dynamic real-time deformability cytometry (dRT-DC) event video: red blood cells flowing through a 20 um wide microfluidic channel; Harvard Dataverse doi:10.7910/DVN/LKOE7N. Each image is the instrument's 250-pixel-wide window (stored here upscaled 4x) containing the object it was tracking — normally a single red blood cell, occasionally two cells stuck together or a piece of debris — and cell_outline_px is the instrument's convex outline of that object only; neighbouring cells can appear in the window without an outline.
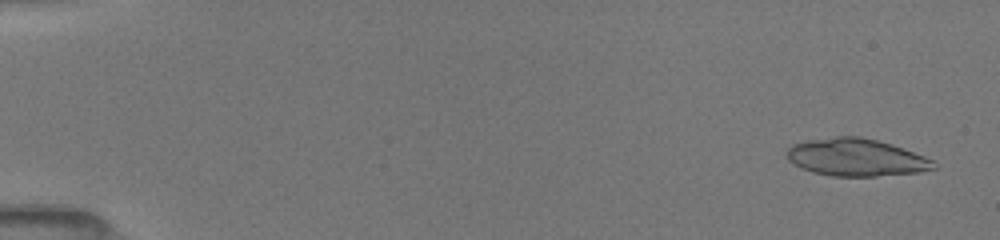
{"species": "common noctule bat (a hibernating species)", "species_latin": "Nyctalus noctula", "temperature_condition": "room temperature", "stored_images_in_passage": 9, "camera_frame_rate_fps": 3000, "um_per_image_px": 0.085, "animal": {"sex": "female", "body_mass_g": 19.5, "forearm_length_mm": 54.1}, "frame": {"image": 1, "passage_image": 1, "time_ms": 0.0, "image_size_px": [1000, 240], "cell_outline_px": [[936, 168], [920, 172], [876, 176], [832, 176], [812, 172], [800, 168], [788, 160], [788, 148], [792, 144], [808, 140], [836, 136], [860, 136], [892, 144], [924, 156], [932, 160]], "centroid_in_image_um": [72.75, 13.38], "position_along_channel_um": 12.2, "area_um2": 31.96}}